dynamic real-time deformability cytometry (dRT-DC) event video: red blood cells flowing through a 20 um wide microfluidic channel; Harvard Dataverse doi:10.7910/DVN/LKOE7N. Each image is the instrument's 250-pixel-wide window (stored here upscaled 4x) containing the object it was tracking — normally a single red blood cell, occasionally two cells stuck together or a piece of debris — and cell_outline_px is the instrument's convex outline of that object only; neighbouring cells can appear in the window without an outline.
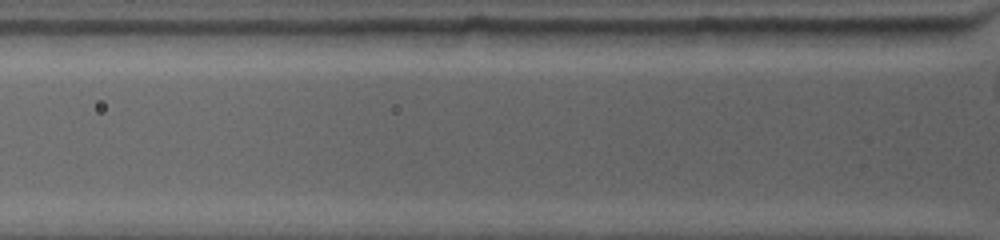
{"species": "common noctule bat (a hibernating species)", "species_latin": "Nyctalus noctula", "temperature_condition": "warm", "stored_images_in_passage": 2, "camera_frame_rate_fps": 4500, "um_per_image_px": 0.085, "animal": {"sex": "female", "body_mass_g": 19.0, "forearm_length_mm": 53.3}, "frame": {"image": 1, "passage_image": 2, "time_ms": 0.889, "image_size_px": [1000, 240], "cell_outline_px": [[952, 32], [944, 36], [920, 44], [840, 44], [832, 32], [832, 28], [952, 28]], "centroid_in_image_um": [75.52, 3.01], "position_along_channel_um": 50.3, "area_um2": 12.25}}